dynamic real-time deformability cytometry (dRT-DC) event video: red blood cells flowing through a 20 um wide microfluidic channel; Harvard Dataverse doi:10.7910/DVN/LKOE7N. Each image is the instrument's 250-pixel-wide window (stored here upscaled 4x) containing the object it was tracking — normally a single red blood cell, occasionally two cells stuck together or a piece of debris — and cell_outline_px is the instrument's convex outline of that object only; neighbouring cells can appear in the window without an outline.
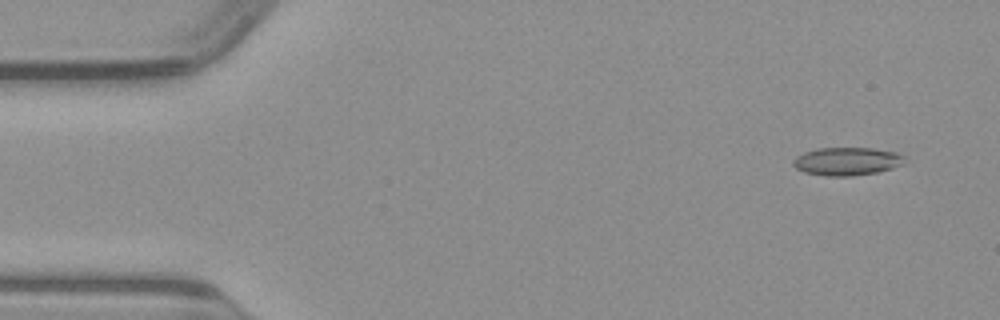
{"species": "common noctule bat (a hibernating species)", "species_latin": "Nyctalus noctula", "temperature_condition": "warm", "stored_images_in_passage": 50, "camera_frame_rate_fps": 3000, "um_per_image_px": 0.085, "animal": {"sex": "male", "body_mass_g": 23.1, "forearm_length_mm": 52.7}, "frame": {"image": 1, "passage_image": 4, "time_ms": 1.0, "image_size_px": [1000, 320], "cell_outline_px": [[908, 156], [904, 164], [892, 168], [876, 172], [852, 176], [824, 176], [804, 172], [796, 168], [792, 164], [792, 160], [796, 156], [804, 152], [816, 148], [872, 148], [896, 152]], "centroid_in_image_um": [72.01, 13.71], "position_along_channel_um": 13.0, "area_um2": 18.5}}
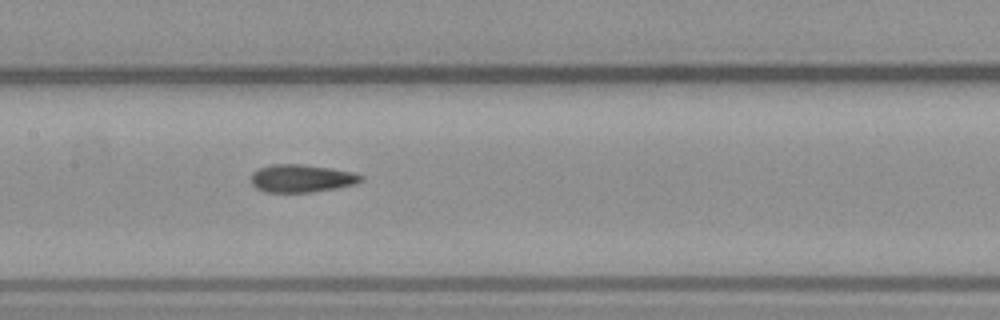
{"frame": {"image": 2, "passage_image": 24, "time_ms": 7.667, "image_size_px": [1000, 320], "cell_outline_px": [[364, 180], [356, 184], [336, 188], [312, 192], [264, 192], [256, 188], [252, 184], [252, 172], [260, 168], [272, 164], [300, 164], [328, 168], [352, 172], [364, 176]], "centroid_in_image_um": [25.64, 15.17], "position_along_channel_um": 181.8, "area_um2": 17.74}}
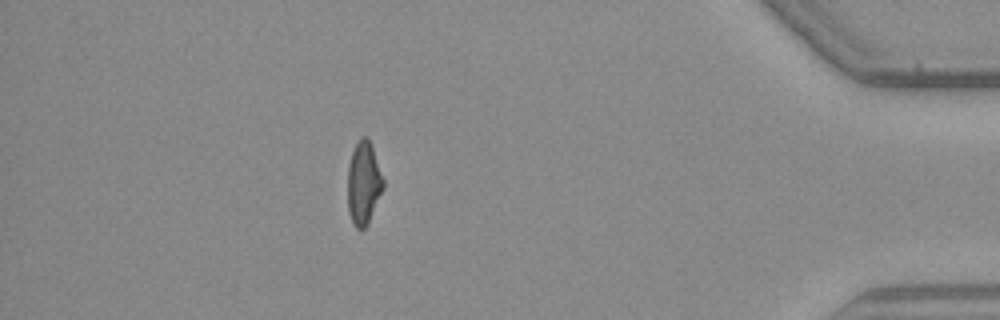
{"frame": {"image": 3, "passage_image": 44, "time_ms": 14.333, "image_size_px": [1000, 320], "cell_outline_px": [[384, 188], [368, 224], [364, 228], [356, 228], [352, 224], [348, 212], [348, 164], [352, 152], [360, 136], [368, 136], [384, 180]], "centroid_in_image_um": [30.9, 15.57], "position_along_channel_um": 404.3, "area_um2": 17.34}}